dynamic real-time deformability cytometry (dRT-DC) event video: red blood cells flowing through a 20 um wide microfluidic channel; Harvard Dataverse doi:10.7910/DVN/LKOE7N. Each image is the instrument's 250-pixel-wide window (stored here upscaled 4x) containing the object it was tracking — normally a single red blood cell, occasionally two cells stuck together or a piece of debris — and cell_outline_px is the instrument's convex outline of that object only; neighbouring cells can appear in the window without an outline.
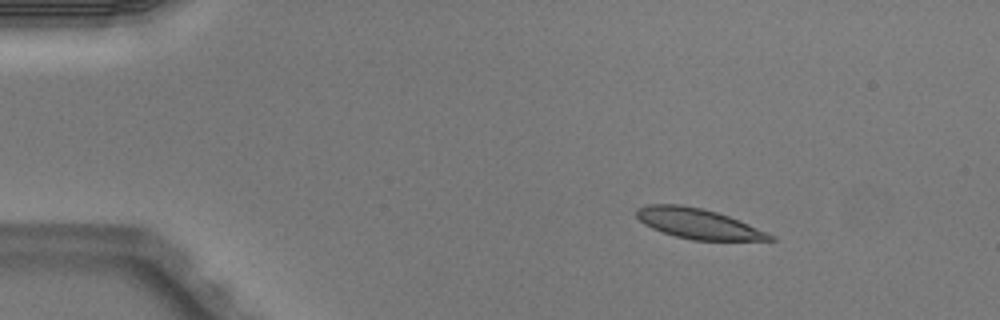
{"species": "Egyptian fruit bat (a non-hibernating species)", "species_latin": "Rousettus aegyptiacus", "temperature_condition": "warm", "stored_images_in_passage": 3, "camera_frame_rate_fps": 3000, "um_per_image_px": 0.085, "animal": {"sex": "male"}, "frame": {"image": 1, "passage_image": 1, "time_ms": 0.0, "image_size_px": [1000, 320], "cell_outline_px": [[776, 240], [692, 240], [676, 236], [652, 228], [644, 224], [636, 216], [636, 208], [648, 204], [680, 204], [700, 208], [716, 212], [728, 216], [768, 232], [776, 236]], "centroid_in_image_um": [59.34, 19.0], "position_along_channel_um": 25.7, "area_um2": 23.29}}